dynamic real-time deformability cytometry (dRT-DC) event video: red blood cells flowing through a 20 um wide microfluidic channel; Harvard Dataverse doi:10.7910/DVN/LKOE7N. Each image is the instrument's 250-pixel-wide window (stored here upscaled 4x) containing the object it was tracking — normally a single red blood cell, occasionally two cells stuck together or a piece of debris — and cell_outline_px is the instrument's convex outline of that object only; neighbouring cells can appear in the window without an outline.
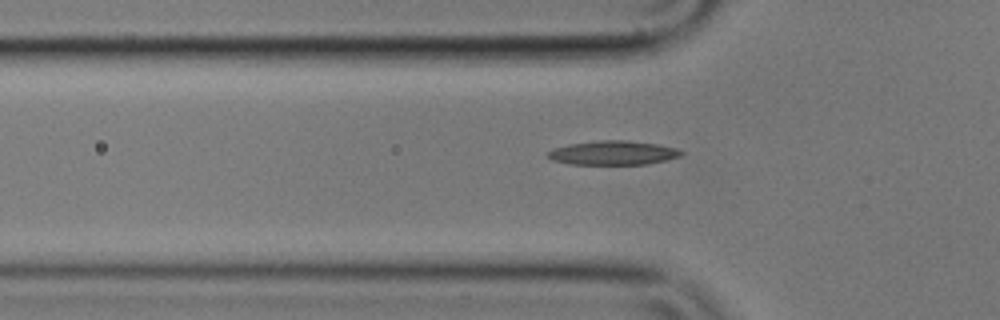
{"species": "common noctule bat (a hibernating species)", "species_latin": "Nyctalus noctula", "temperature_condition": "cold", "stored_images_in_passage": 37, "camera_frame_rate_fps": 3000, "um_per_image_px": 0.085, "animal": {"sex": "male", "body_mass_g": 17.9}, "frame": {"image": 1, "passage_image": 6, "time_ms": 1.667, "image_size_px": [1000, 320], "cell_outline_px": [[684, 152], [680, 156], [664, 160], [644, 164], [572, 164], [552, 160], [548, 156], [548, 152], [552, 148], [568, 144], [600, 140], [624, 140], [656, 144], [676, 148]], "centroid_in_image_um": [52.08, 12.98], "position_along_channel_um": 73.7, "area_um2": 18.5}}
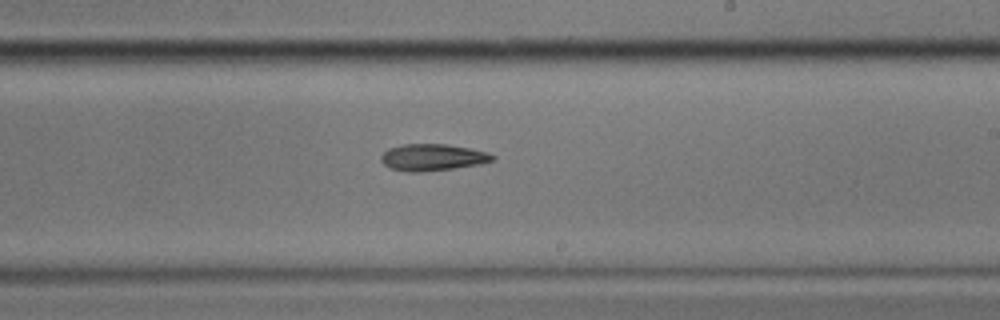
{"frame": {"image": 2, "passage_image": 21, "time_ms": 6.667, "image_size_px": [1000, 320], "cell_outline_px": [[496, 160], [480, 164], [452, 168], [420, 172], [408, 172], [392, 168], [384, 164], [380, 160], [380, 156], [388, 148], [404, 144], [448, 144], [488, 152], [496, 156]], "centroid_in_image_um": [36.78, 13.37], "position_along_channel_um": 252.2, "area_um2": 17.34}}
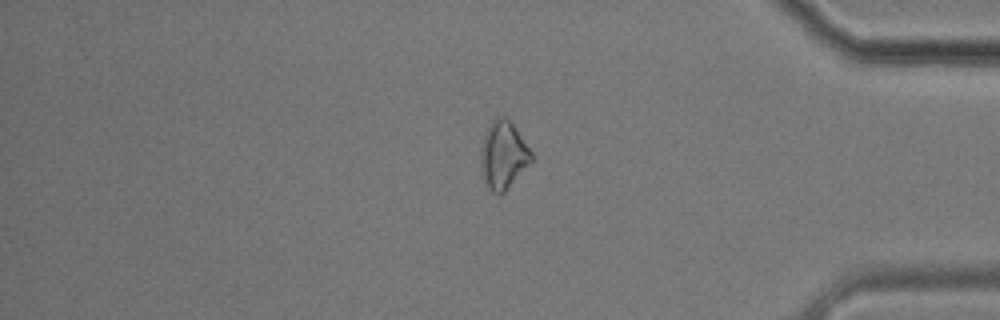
{"frame": {"image": 3, "passage_image": 35, "time_ms": 11.333, "image_size_px": [1000, 320], "cell_outline_px": [[536, 156], [504, 192], [500, 196], [492, 192], [488, 188], [480, 164], [480, 152], [484, 136], [492, 120], [496, 116], [504, 116], [512, 124]], "centroid_in_image_um": [42.79, 13.18], "position_along_channel_um": 392.4, "area_um2": 19.83}}